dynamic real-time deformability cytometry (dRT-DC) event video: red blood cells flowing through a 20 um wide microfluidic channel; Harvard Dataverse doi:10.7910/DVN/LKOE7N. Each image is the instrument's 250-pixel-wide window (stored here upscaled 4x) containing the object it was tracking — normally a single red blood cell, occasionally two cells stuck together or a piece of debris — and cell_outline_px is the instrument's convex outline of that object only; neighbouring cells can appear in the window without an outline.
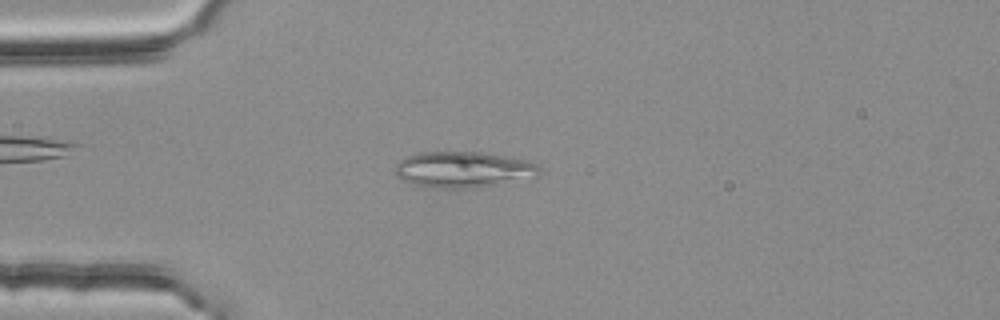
{"species": "common noctule bat (a hibernating species)", "species_latin": "Nyctalus noctula", "temperature_condition": "room temperature", "stored_images_in_passage": 49, "camera_frame_rate_fps": 3000, "um_per_image_px": 0.085, "animal": {"sex": "female", "body_mass_g": 25.1}, "frame": {"image": 1, "passage_image": 13, "time_ms": 4.0, "image_size_px": [1000, 320], "cell_outline_px": [[540, 176], [472, 188], [424, 188], [400, 180], [396, 176], [396, 164], [400, 160], [408, 156], [420, 152], [484, 152], [524, 160], [536, 164], [540, 168]], "centroid_in_image_um": [39.32, 14.42], "position_along_channel_um": 45.7, "area_um2": 30.29}}
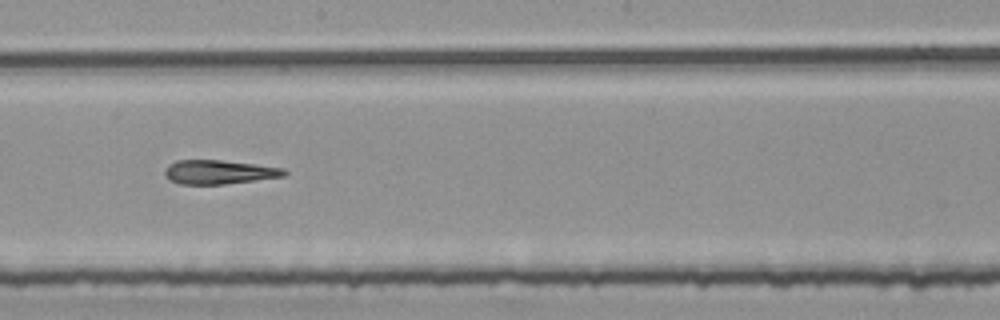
{"frame": {"image": 2, "passage_image": 29, "time_ms": 9.333, "image_size_px": [1000, 320], "cell_outline_px": [[288, 172], [284, 176], [224, 184], [180, 184], [172, 180], [164, 172], [168, 164], [176, 160], [220, 160], [284, 168]], "centroid_in_image_um": [18.61, 14.62], "position_along_channel_um": 229.6, "area_um2": 16.42}}
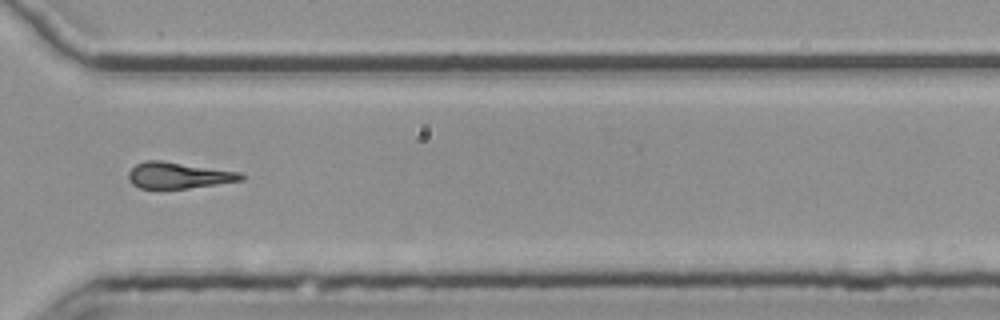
{"frame": {"image": 3, "passage_image": 39, "time_ms": 12.667, "image_size_px": [1000, 320], "cell_outline_px": [[248, 176], [244, 180], [188, 188], [140, 188], [132, 184], [128, 180], [128, 172], [136, 164], [144, 160], [160, 160], [240, 172]], "centroid_in_image_um": [15.18, 14.9], "position_along_channel_um": 355.4, "area_um2": 17.22}, "authors_computed_cell_mechanics": {"area_um2": 17.4556, "velocity_mm_per_s": 3.7801, "shape_relaxation_time_tau1_ms": null, "shape_relaxation_time_tau2_ms": 8.5306, "deformation_change_tau1": null, "deformation_change_tau2": 0.2347}}